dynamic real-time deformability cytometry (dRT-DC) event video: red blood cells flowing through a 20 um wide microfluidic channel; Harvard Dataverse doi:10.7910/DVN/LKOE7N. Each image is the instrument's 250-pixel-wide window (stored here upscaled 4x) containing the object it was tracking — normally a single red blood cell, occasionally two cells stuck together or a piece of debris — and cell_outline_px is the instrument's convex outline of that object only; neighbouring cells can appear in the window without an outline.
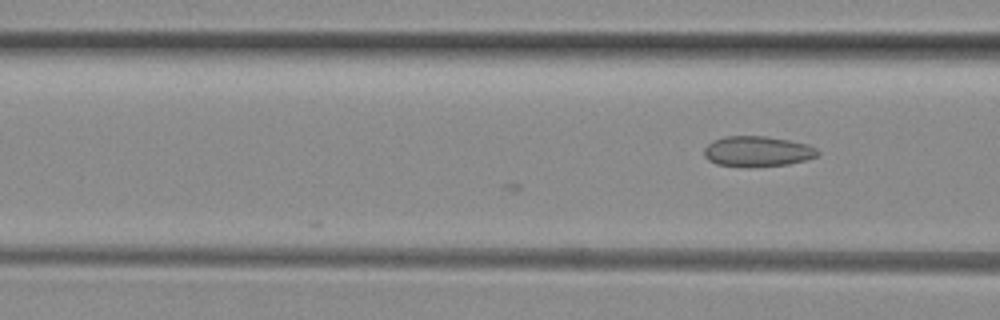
{"species": "common noctule bat (a hibernating species)", "species_latin": "Nyctalus noctula", "temperature_condition": "room temperature", "stored_images_in_passage": 5, "camera_frame_rate_fps": 3000, "um_per_image_px": 0.085, "animal": {"sex": "female", "body_mass_g": 29.2, "forearm_length_mm": 56.3}, "frame": {"image": 1, "passage_image": 5, "time_ms": 1.333, "image_size_px": [1000, 320], "cell_outline_px": [[820, 152], [816, 156], [804, 160], [788, 164], [744, 168], [716, 164], [708, 160], [704, 156], [704, 148], [712, 140], [724, 136], [764, 136], [788, 140], [808, 144], [816, 148]], "centroid_in_image_um": [64.33, 12.87], "position_along_channel_um": 102.3, "area_um2": 20.35}}